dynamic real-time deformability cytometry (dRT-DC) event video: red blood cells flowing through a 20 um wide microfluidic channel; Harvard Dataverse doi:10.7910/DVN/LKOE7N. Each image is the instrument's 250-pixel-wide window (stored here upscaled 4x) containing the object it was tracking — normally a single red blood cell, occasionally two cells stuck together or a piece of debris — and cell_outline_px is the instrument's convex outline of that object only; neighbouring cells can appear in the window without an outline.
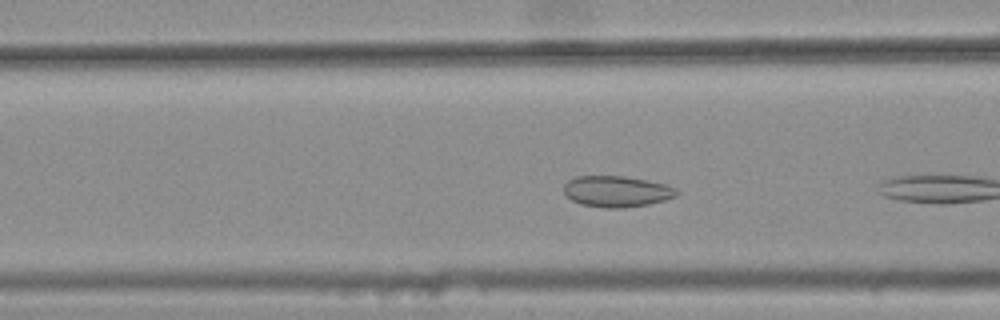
{"species": "common noctule bat (a hibernating species)", "species_latin": "Nyctalus noctula", "temperature_condition": "warm", "stored_images_in_passage": 6, "camera_frame_rate_fps": 3000, "um_per_image_px": 0.085, "animal": {"sex": "female", "body_mass_g": 25.1}, "frame": {"image": 1, "passage_image": 5, "time_ms": 1.333, "image_size_px": [1000, 320], "cell_outline_px": [[680, 192], [676, 196], [664, 200], [648, 204], [624, 208], [604, 208], [580, 204], [572, 200], [564, 192], [564, 184], [568, 180], [576, 176], [624, 176], [648, 180], [668, 184], [676, 188]], "centroid_in_image_um": [52.44, 16.27], "position_along_channel_um": 114.2, "area_um2": 20.63}}